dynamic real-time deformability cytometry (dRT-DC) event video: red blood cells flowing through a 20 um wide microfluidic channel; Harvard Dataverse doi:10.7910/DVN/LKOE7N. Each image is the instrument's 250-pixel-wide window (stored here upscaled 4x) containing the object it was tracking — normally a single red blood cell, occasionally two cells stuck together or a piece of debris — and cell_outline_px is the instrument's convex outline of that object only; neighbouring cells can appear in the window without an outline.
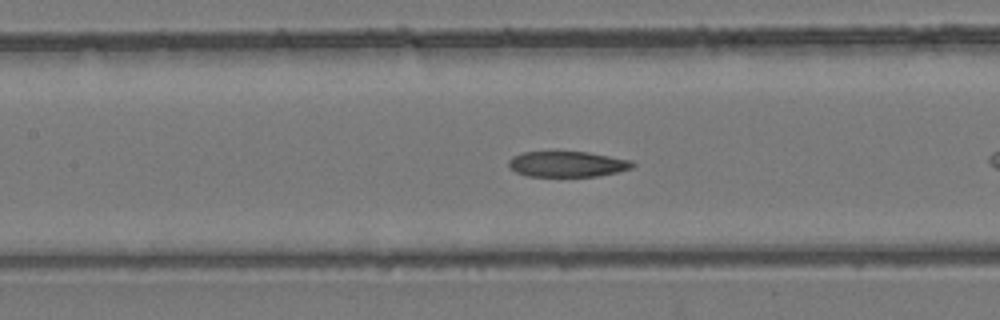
{"species": "common noctule bat (a hibernating species)", "species_latin": "Nyctalus noctula", "temperature_condition": "room temperature", "stored_images_in_passage": 21, "camera_frame_rate_fps": 3000, "um_per_image_px": 0.085, "animal": {"sex": "female", "body_mass_g": 24.6, "forearm_length_mm": 56.2}, "frame": {"image": 1, "passage_image": 7, "time_ms": 2.0, "image_size_px": [1000, 320], "cell_outline_px": [[636, 164], [632, 168], [616, 172], [596, 176], [528, 176], [516, 172], [508, 168], [508, 160], [512, 156], [520, 152], [588, 152], [632, 160]], "centroid_in_image_um": [48.19, 13.94], "position_along_channel_um": 159.2, "area_um2": 18.55}}
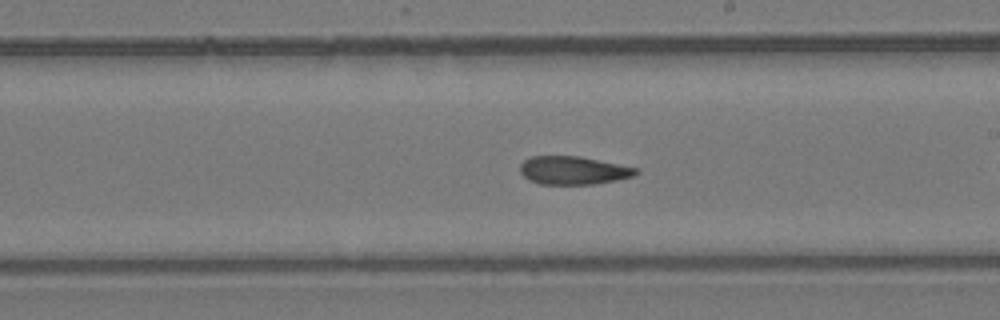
{"frame": {"image": 2, "passage_image": 12, "time_ms": 3.667, "image_size_px": [1000, 320], "cell_outline_px": [[640, 172], [636, 176], [596, 184], [540, 184], [528, 180], [520, 172], [520, 164], [524, 160], [532, 156], [580, 156], [640, 168]], "centroid_in_image_um": [48.77, 14.48], "position_along_channel_um": 240.2, "area_um2": 19.31}}
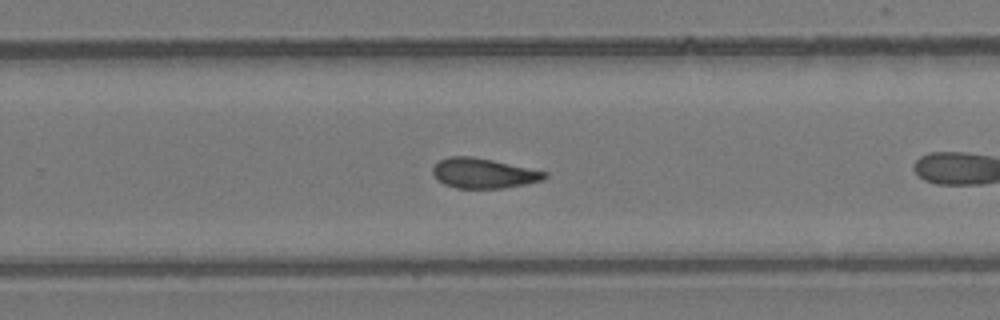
{"frame": {"image": 3, "passage_image": 15, "time_ms": 4.667, "image_size_px": [1000, 320], "cell_outline_px": [[548, 176], [544, 180], [504, 188], [456, 188], [444, 184], [436, 180], [432, 172], [432, 168], [440, 160], [448, 156], [472, 156], [492, 160], [548, 172]], "centroid_in_image_um": [41.08, 14.73], "position_along_channel_um": 288.7, "area_um2": 19.59}}